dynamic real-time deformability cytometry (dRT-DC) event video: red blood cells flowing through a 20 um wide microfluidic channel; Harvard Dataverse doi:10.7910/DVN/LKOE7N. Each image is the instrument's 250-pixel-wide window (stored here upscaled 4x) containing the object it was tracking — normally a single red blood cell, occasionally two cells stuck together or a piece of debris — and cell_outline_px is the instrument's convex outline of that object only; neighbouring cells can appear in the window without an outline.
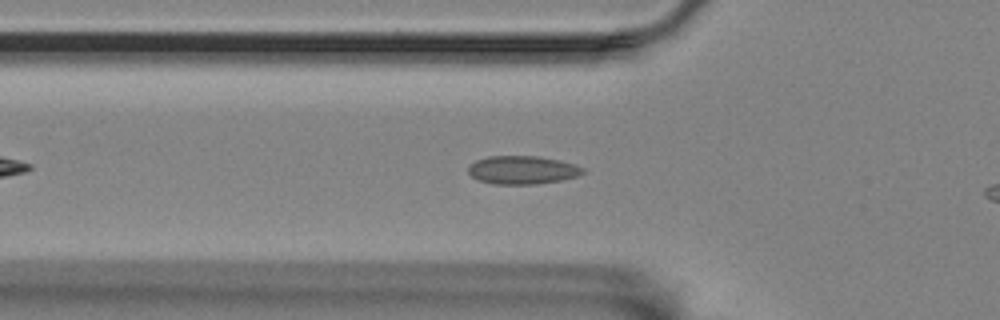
{"species": "Egyptian fruit bat (a non-hibernating species)", "species_latin": "Rousettus aegyptiacus", "temperature_condition": "room temperature", "stored_images_in_passage": 41, "camera_frame_rate_fps": 3000, "um_per_image_px": 0.085, "animal": {"sex": "female"}, "frame": {"image": 1, "passage_image": 10, "time_ms": 3.0, "image_size_px": [1000, 320], "cell_outline_px": [[584, 172], [576, 176], [560, 180], [536, 184], [492, 184], [480, 180], [472, 176], [468, 172], [468, 164], [476, 160], [488, 156], [536, 156], [560, 160], [584, 168]], "centroid_in_image_um": [44.36, 14.44], "position_along_channel_um": 81.4, "area_um2": 18.79}}
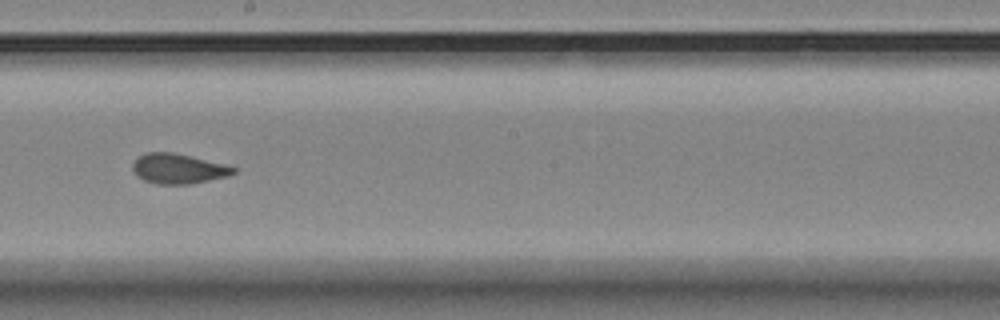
{"frame": {"image": 2, "passage_image": 23, "time_ms": 7.333, "image_size_px": [1000, 320], "cell_outline_px": [[236, 172], [228, 176], [188, 184], [156, 184], [144, 180], [136, 176], [132, 168], [132, 164], [144, 152], [172, 152], [224, 164], [236, 168]], "centroid_in_image_um": [15.12, 14.34], "position_along_channel_um": 233.1, "area_um2": 17.46}}
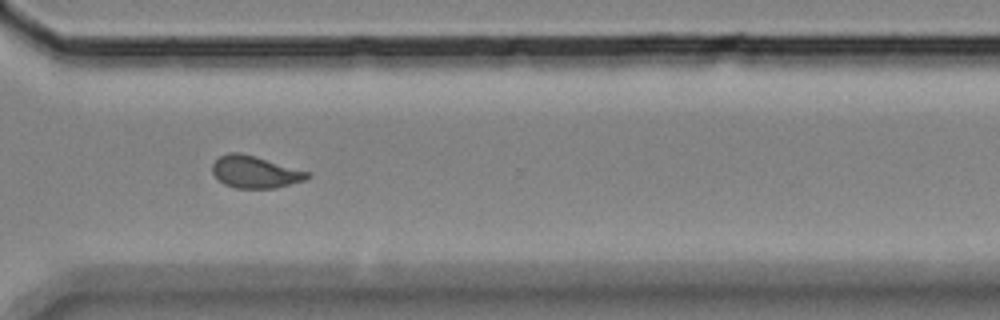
{"frame": {"image": 3, "passage_image": 33, "time_ms": 10.667, "image_size_px": [1000, 320], "cell_outline_px": [[312, 176], [304, 180], [276, 188], [236, 188], [224, 184], [212, 172], [212, 164], [220, 156], [228, 152], [240, 152], [256, 156], [308, 172]], "centroid_in_image_um": [21.66, 14.61], "position_along_channel_um": 348.9, "area_um2": 17.63}}